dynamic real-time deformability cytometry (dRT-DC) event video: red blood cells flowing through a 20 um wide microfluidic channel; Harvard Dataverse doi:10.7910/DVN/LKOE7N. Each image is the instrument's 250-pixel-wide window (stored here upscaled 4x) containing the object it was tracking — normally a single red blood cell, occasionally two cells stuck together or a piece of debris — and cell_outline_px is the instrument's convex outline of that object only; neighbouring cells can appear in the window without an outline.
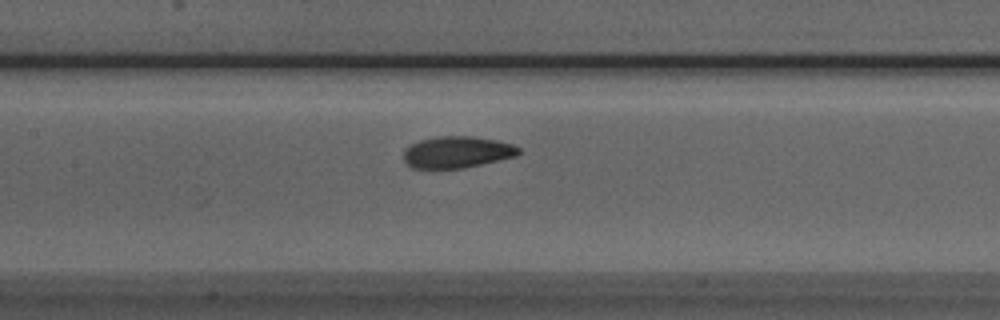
{"species": "Egyptian fruit bat (a non-hibernating species)", "species_latin": "Rousettus aegyptiacus", "temperature_condition": "room temperature", "stored_images_in_passage": 39, "camera_frame_rate_fps": 3000, "um_per_image_px": 0.085, "animal": {"sex": "male"}, "frame": {"image": 1, "passage_image": 11, "time_ms": 3.333, "image_size_px": [1000, 320], "cell_outline_px": [[520, 152], [516, 156], [464, 168], [412, 168], [404, 160], [404, 148], [420, 140], [440, 136], [472, 136], [496, 140], [512, 144], [520, 148]], "centroid_in_image_um": [38.85, 12.93], "position_along_channel_um": 168.6, "area_um2": 21.1}}
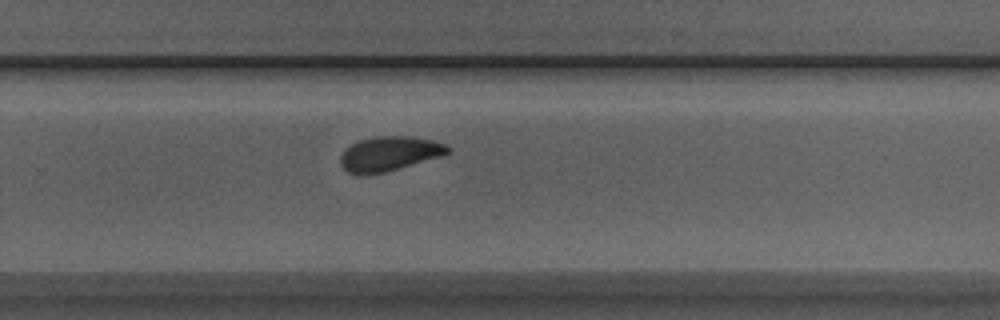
{"frame": {"image": 2, "passage_image": 21, "time_ms": 6.667, "image_size_px": [1000, 320], "cell_outline_px": [[452, 152], [444, 156], [384, 172], [348, 172], [340, 164], [340, 156], [344, 148], [360, 140], [376, 136], [412, 136], [432, 140], [444, 144], [452, 148]], "centroid_in_image_um": [33.16, 13.03], "position_along_channel_um": 296.6, "area_um2": 21.39}}
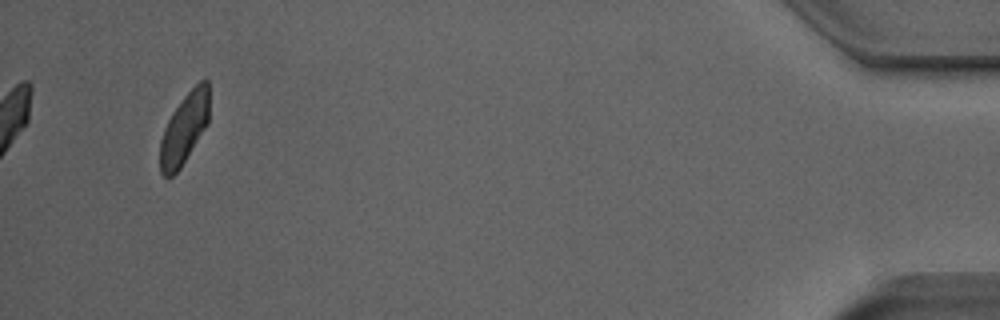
{"frame": {"image": 3, "passage_image": 37, "time_ms": 12.0, "image_size_px": [1000, 320], "cell_outline_px": [[208, 124], [180, 168], [172, 176], [164, 176], [160, 172], [160, 140], [164, 128], [172, 112], [184, 96], [200, 80], [208, 80]], "centroid_in_image_um": [15.65, 10.94], "position_along_channel_um": 419.5, "area_um2": 20.06}, "authors_computed_cell_mechanics": {"area_um2": 21.675, "velocity_mm_per_s": 3.857, "shape_relaxation_time_tau1_ms": 2.5169, "shape_relaxation_time_tau2_ms": 1.4299, "deformation_change_tau1": 0.1051, "deformation_change_tau2": 0.059}}